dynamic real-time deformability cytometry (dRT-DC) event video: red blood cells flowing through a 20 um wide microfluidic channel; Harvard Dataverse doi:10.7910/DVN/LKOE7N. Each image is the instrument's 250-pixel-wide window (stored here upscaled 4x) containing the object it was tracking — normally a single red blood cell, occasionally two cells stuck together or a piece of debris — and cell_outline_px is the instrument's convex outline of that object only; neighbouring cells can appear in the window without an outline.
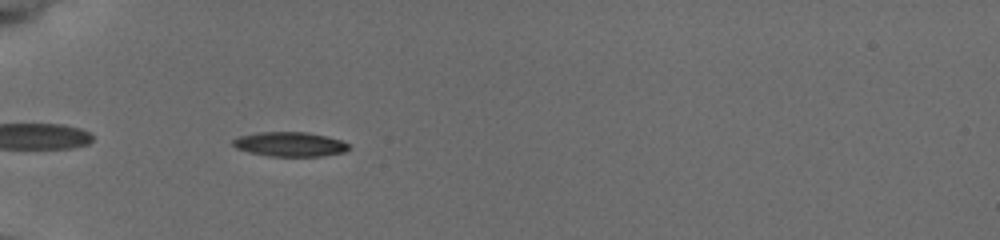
{"species": "common noctule bat (a hibernating species)", "species_latin": "Nyctalus noctula", "temperature_condition": "cold", "stored_images_in_passage": 37, "camera_frame_rate_fps": 3000, "um_per_image_px": 0.085, "animal": {"sex": "female", "body_mass_g": 19.5, "forearm_length_mm": 54.1}, "frame": {"image": 1, "passage_image": 1, "time_ms": 0.0, "image_size_px": [1000, 240], "cell_outline_px": [[348, 148], [344, 152], [320, 156], [272, 156], [248, 152], [236, 148], [232, 144], [232, 140], [236, 136], [256, 132], [308, 132], [340, 140], [348, 144]], "centroid_in_image_um": [24.56, 12.25], "position_along_channel_um": 60.4, "area_um2": 16.47}}
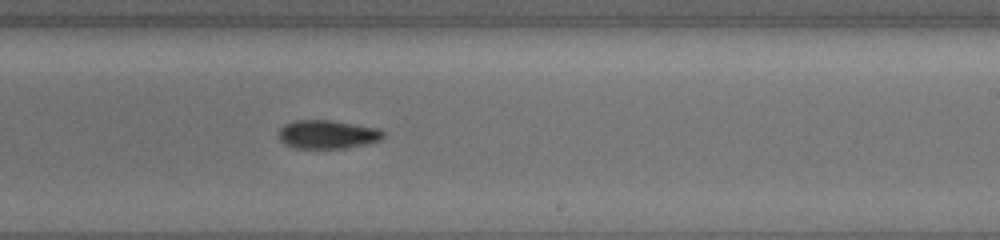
{"frame": {"image": 2, "passage_image": 18, "time_ms": 5.667, "image_size_px": [1000, 240], "cell_outline_px": [[384, 136], [380, 140], [364, 144], [344, 148], [296, 148], [284, 144], [280, 140], [280, 128], [284, 124], [296, 120], [332, 120], [380, 128], [384, 132]], "centroid_in_image_um": [27.85, 11.41], "position_along_channel_um": 261.2, "area_um2": 17.4}}
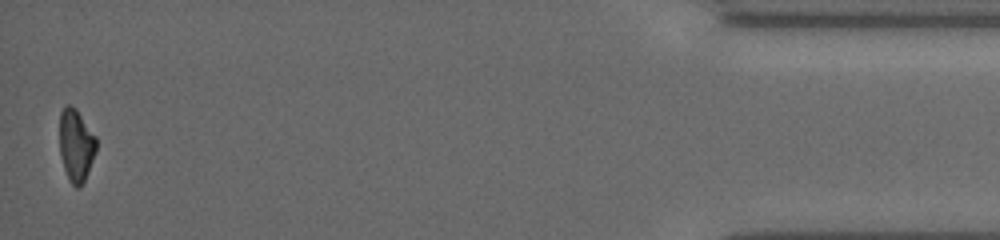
{"frame": {"image": 3, "passage_image": 37, "time_ms": 12.0, "image_size_px": [1000, 240], "cell_outline_px": [[96, 152], [84, 180], [80, 188], [76, 188], [68, 180], [64, 168], [60, 152], [60, 112], [68, 104], [72, 104], [76, 108], [96, 136]], "centroid_in_image_um": [6.47, 12.33], "position_along_channel_um": 428.7, "area_um2": 15.49}, "authors_computed_cell_mechanics": {"area_um2": 16.8198, "velocity_mm_per_s": 3.7807, "shape_relaxation_time_tau1_ms": 3.2003, "shape_relaxation_time_tau2_ms": null, "deformation_change_tau1": 0.1237, "deformation_change_tau2": null}}